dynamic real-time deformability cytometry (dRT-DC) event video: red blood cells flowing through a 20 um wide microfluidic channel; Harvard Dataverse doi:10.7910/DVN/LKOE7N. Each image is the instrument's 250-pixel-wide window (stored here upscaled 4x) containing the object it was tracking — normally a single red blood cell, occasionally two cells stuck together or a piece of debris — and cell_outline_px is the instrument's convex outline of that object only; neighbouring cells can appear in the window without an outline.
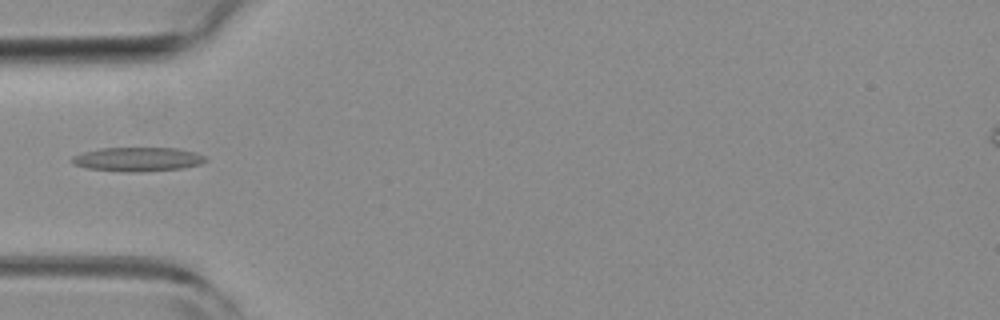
{"species": "common noctule bat (a hibernating species)", "species_latin": "Nyctalus noctula", "temperature_condition": "room temperature", "stored_images_in_passage": 2, "camera_frame_rate_fps": 3000, "um_per_image_px": 0.085, "animal": {"sex": "female", "body_mass_g": 19.3, "forearm_length_mm": 54.1}, "frame": {"image": 1, "passage_image": 1, "time_ms": 0.0, "image_size_px": [1000, 320], "cell_outline_px": [[208, 160], [200, 164], [184, 168], [140, 172], [132, 172], [88, 168], [72, 164], [72, 156], [84, 152], [100, 148], [176, 148], [196, 152], [204, 156]], "centroid_in_image_um": [11.73, 13.53], "position_along_channel_um": 73.3, "area_um2": 18.67}}
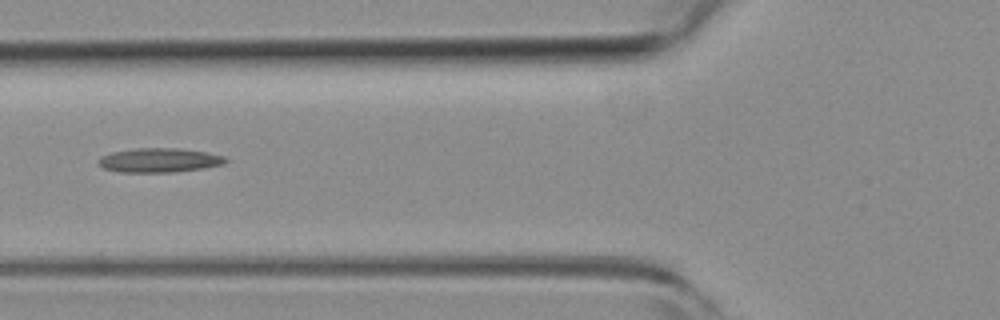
{"frame": {"image": 2, "passage_image": 2, "time_ms": 0.333, "image_size_px": [1000, 320], "cell_outline_px": [[228, 160], [224, 164], [204, 168], [176, 172], [120, 172], [104, 168], [96, 160], [100, 156], [112, 152], [136, 148], [180, 148], [208, 152], [224, 156]], "centroid_in_image_um": [13.56, 13.61], "position_along_channel_um": 112.2, "area_um2": 18.09}}